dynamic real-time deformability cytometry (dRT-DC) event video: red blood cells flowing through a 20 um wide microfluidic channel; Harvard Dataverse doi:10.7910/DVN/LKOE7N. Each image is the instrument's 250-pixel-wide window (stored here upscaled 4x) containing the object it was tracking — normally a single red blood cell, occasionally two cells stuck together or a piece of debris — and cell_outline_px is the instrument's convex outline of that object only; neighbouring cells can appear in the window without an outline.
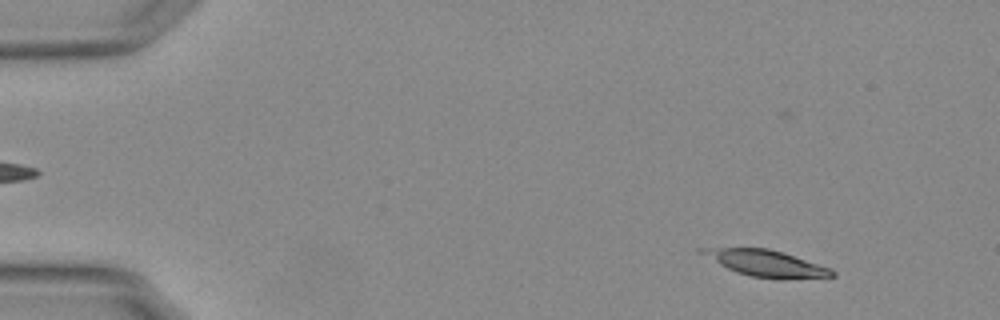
{"species": "Egyptian fruit bat (a non-hibernating species)", "species_latin": "Rousettus aegyptiacus", "temperature_condition": "warm", "stored_images_in_passage": 30, "camera_frame_rate_fps": 3000, "um_per_image_px": 0.085, "animal": {"sex": "female"}, "frame": {"image": 1, "passage_image": 6, "time_ms": 1.667, "image_size_px": [1000, 320], "cell_outline_px": [[836, 276], [752, 276], [736, 272], [696, 252], [696, 248], [768, 248], [832, 268], [836, 272]], "centroid_in_image_um": [65.01, 22.31], "position_along_channel_um": 20.0, "area_um2": 18.79}}
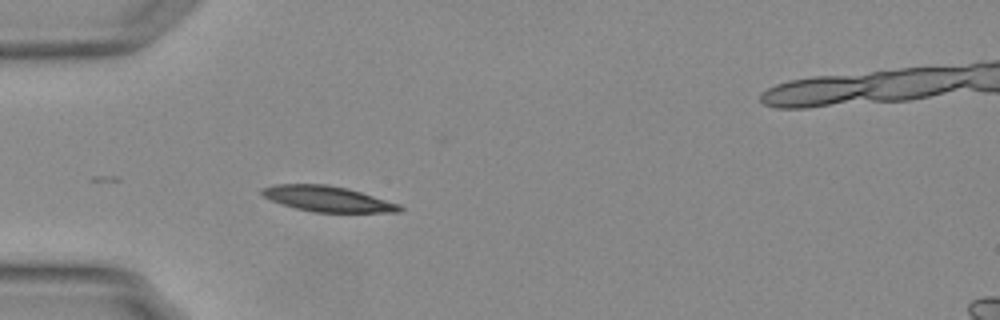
{"frame": {"image": 2, "passage_image": 17, "time_ms": 5.333, "image_size_px": [1000, 320], "cell_outline_px": [[404, 208], [400, 212], [312, 212], [296, 208], [272, 200], [264, 196], [260, 192], [260, 188], [276, 184], [328, 184], [348, 188], [400, 204]], "centroid_in_image_um": [27.86, 16.89], "position_along_channel_um": 57.1, "area_um2": 20.46}}
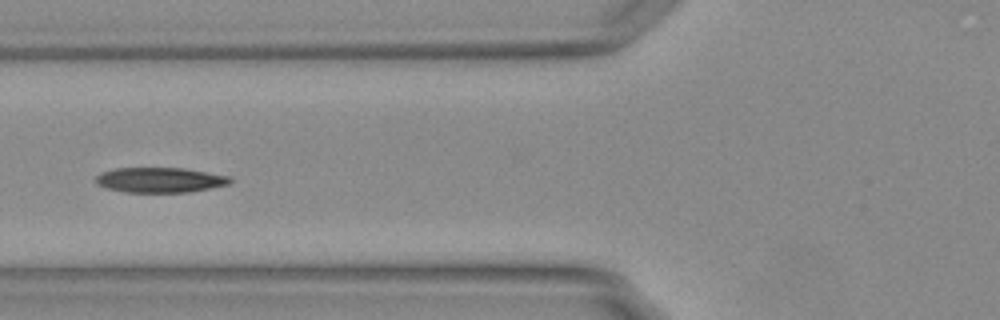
{"frame": {"image": 3, "passage_image": 22, "time_ms": 7.0, "image_size_px": [1000, 320], "cell_outline_px": [[232, 180], [228, 184], [212, 188], [188, 192], [124, 192], [104, 188], [96, 184], [92, 180], [100, 172], [116, 168], [184, 168], [232, 176]], "centroid_in_image_um": [13.56, 15.3], "position_along_channel_um": 112.2, "area_um2": 19.94}}